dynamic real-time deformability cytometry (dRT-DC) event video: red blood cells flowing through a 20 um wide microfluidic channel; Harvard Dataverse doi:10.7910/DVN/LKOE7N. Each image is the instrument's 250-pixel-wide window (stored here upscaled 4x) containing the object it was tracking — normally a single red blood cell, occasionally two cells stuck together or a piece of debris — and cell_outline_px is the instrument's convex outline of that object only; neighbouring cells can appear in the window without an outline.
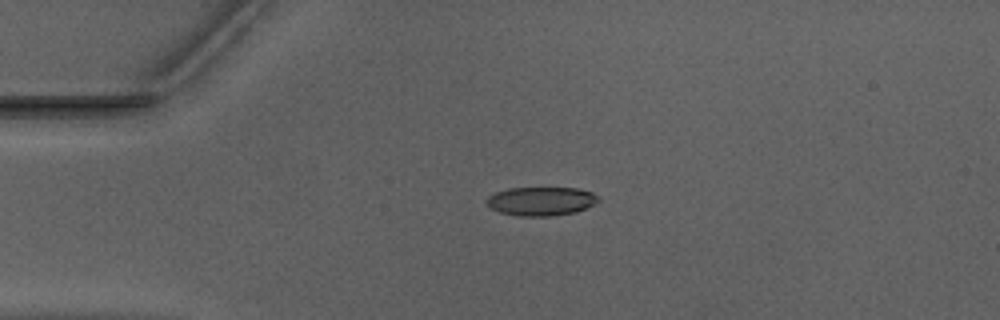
{"species": "Egyptian fruit bat (a non-hibernating species)", "species_latin": "Rousettus aegyptiacus", "temperature_condition": "warm", "stored_images_in_passage": 41, "camera_frame_rate_fps": 3000, "um_per_image_px": 0.085, "animal": {"sex": "male"}, "frame": {"image": 1, "passage_image": 1, "time_ms": 0.0, "image_size_px": [1000, 320], "cell_outline_px": [[600, 200], [576, 212], [552, 216], [516, 216], [500, 212], [492, 208], [488, 204], [488, 196], [496, 192], [508, 188], [576, 188], [592, 192]], "centroid_in_image_um": [45.98, 17.1], "position_along_channel_um": 39.0, "area_um2": 18.5}}
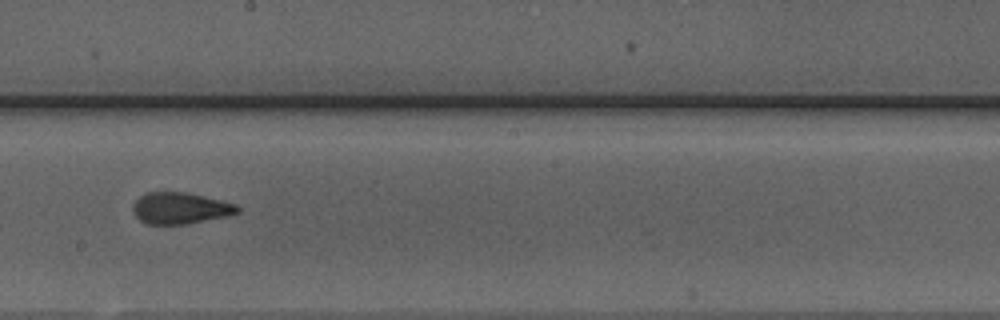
{"frame": {"image": 2, "passage_image": 18, "time_ms": 5.667, "image_size_px": [1000, 320], "cell_outline_px": [[240, 212], [224, 216], [188, 224], [148, 224], [140, 220], [132, 212], [132, 204], [140, 196], [148, 192], [184, 192], [220, 200], [236, 204], [240, 208]], "centroid_in_image_um": [15.29, 17.7], "position_along_channel_um": 232.9, "area_um2": 19.02}}
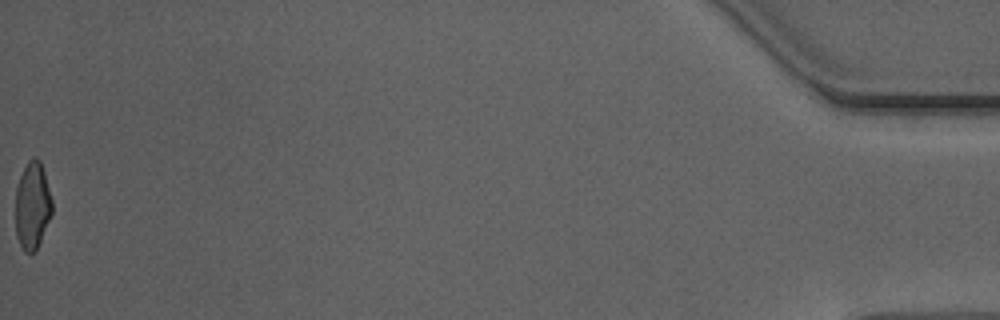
{"frame": {"image": 3, "passage_image": 41, "time_ms": 13.333, "image_size_px": [1000, 320], "cell_outline_px": [[52, 212], [40, 240], [36, 248], [32, 252], [24, 252], [16, 236], [16, 188], [20, 176], [28, 160], [32, 156], [36, 156], [40, 160], [44, 172], [52, 200]], "centroid_in_image_um": [2.74, 17.43], "position_along_channel_um": 432.5, "area_um2": 18.38}, "authors_computed_cell_mechanics": {"area_um2": 19.5364, "velocity_mm_per_s": 3.9802, "shape_relaxation_time_tau1_ms": 6.8081, "shape_relaxation_time_tau2_ms": 1.4061, "deformation_change_tau1": 0.2104, "deformation_change_tau2": 0.0954}}